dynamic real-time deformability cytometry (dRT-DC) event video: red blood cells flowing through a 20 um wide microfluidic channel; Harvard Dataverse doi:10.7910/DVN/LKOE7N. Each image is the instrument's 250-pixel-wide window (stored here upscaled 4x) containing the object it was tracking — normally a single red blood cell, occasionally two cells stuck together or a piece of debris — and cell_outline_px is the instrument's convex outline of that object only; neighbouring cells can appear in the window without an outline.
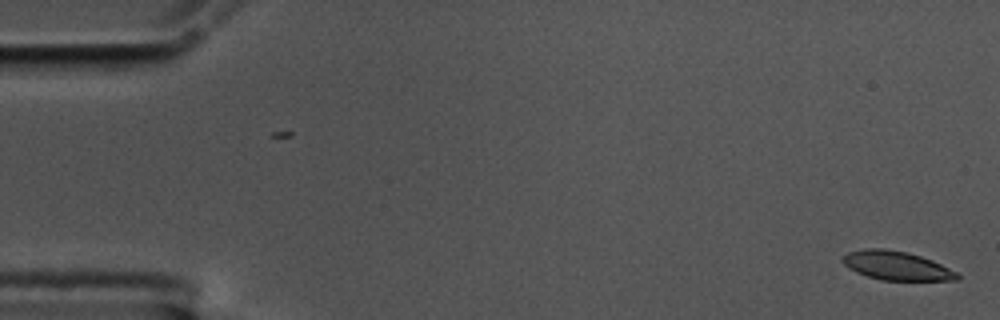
{"species": "common noctule bat (a hibernating species)", "species_latin": "Nyctalus noctula", "temperature_condition": "cold", "stored_images_in_passage": 57, "camera_frame_rate_fps": 3000, "um_per_image_px": 0.085, "animal": {"sex": "male", "body_mass_g": 17.5, "forearm_length_mm": 52.3}, "frame": {"image": 1, "passage_image": 1, "time_ms": 0.0, "image_size_px": [1000, 320], "cell_outline_px": [[960, 280], [880, 280], [856, 272], [848, 268], [840, 260], [848, 252], [864, 248], [884, 248], [908, 252], [932, 260], [956, 272], [960, 276]], "centroid_in_image_um": [76.17, 22.57], "position_along_channel_um": 8.8, "area_um2": 19.25}}
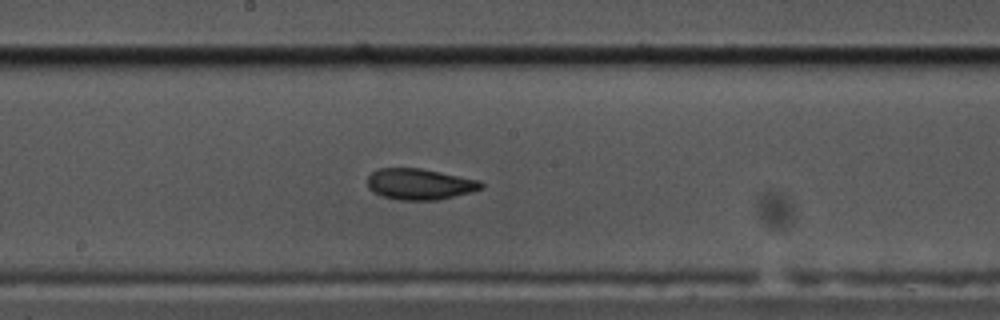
{"frame": {"image": 2, "passage_image": 30, "time_ms": 9.667, "image_size_px": [1000, 320], "cell_outline_px": [[484, 184], [480, 188], [472, 192], [436, 200], [400, 200], [384, 196], [368, 188], [368, 176], [372, 172], [380, 168], [420, 168], [480, 180]], "centroid_in_image_um": [35.68, 15.64], "position_along_channel_um": 212.5, "area_um2": 20.35}}
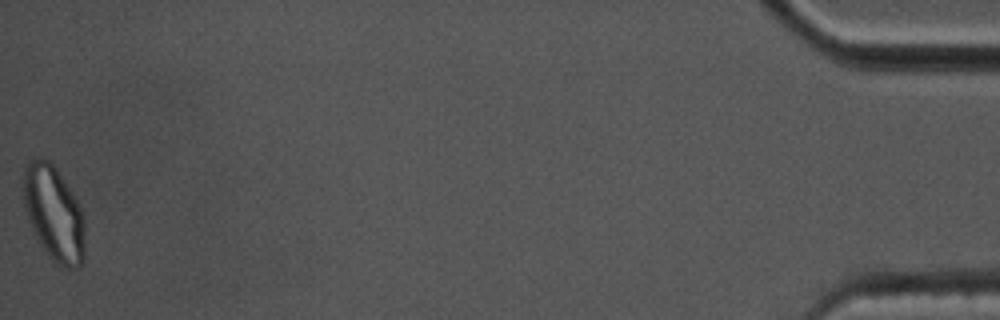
{"frame": {"image": 3, "passage_image": 57, "time_ms": 18.667, "image_size_px": [1000, 320], "cell_outline_px": [[84, 260], [80, 268], [64, 268], [52, 260], [40, 244], [32, 232], [28, 220], [24, 204], [24, 164], [28, 160], [40, 156], [48, 160], [56, 168], [80, 204], [84, 216]], "centroid_in_image_um": [4.58, 18.14], "position_along_channel_um": 430.6, "area_um2": 34.45}, "authors_computed_cell_mechanics": {"area_um2": 20.6924, "velocity_mm_per_s": 3.5107, "shape_relaxation_time_tau1_ms": 4.4873, "shape_relaxation_time_tau2_ms": 2.9151, "deformation_change_tau1": 0.1516, "deformation_change_tau2": 0.0874}}